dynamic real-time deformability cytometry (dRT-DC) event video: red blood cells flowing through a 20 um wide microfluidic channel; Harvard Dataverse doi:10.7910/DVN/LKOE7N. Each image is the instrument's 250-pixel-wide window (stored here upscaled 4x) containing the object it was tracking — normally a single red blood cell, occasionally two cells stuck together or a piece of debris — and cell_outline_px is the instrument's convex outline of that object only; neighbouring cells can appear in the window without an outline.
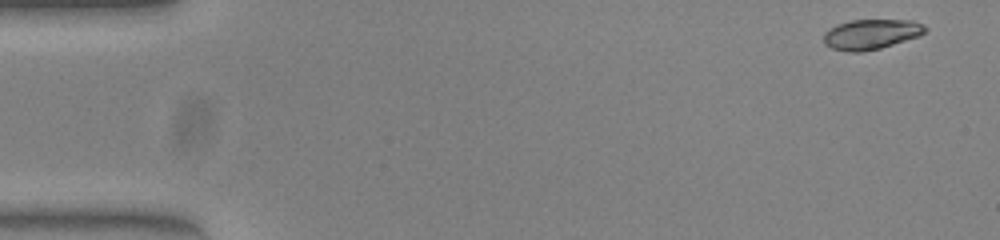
{"species": "common noctule bat (a hibernating species)", "species_latin": "Nyctalus noctula", "temperature_condition": "warm", "stored_images_in_passage": 50, "camera_frame_rate_fps": 3000, "um_per_image_px": 0.085, "animal": {"sex": "female", "body_mass_g": 23.0, "forearm_length_mm": 53.4}, "frame": {"image": 1, "passage_image": 1, "time_ms": 0.0, "image_size_px": [1000, 240], "cell_outline_px": [[928, 28], [920, 36], [880, 48], [860, 52], [848, 52], [832, 48], [824, 44], [824, 32], [836, 24], [852, 20], [912, 20], [924, 24]], "centroid_in_image_um": [74.05, 2.9], "position_along_channel_um": 10.9, "area_um2": 17.86}}
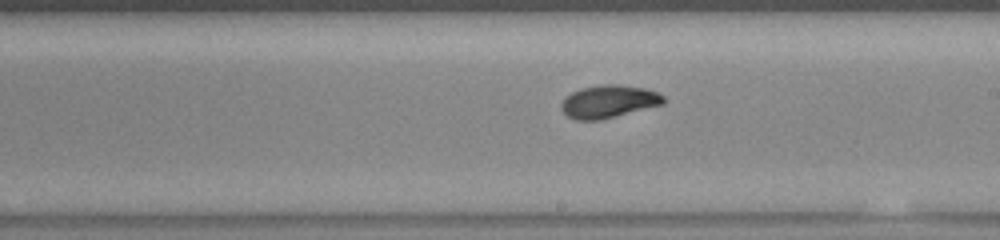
{"frame": {"image": 2, "passage_image": 28, "time_ms": 9.0, "image_size_px": [1000, 240], "cell_outline_px": [[664, 104], [600, 120], [576, 120], [568, 116], [560, 108], [560, 104], [564, 96], [580, 88], [600, 84], [616, 84], [644, 88], [656, 92], [664, 96]], "centroid_in_image_um": [51.7, 8.62], "position_along_channel_um": 237.3, "area_um2": 19.59}}
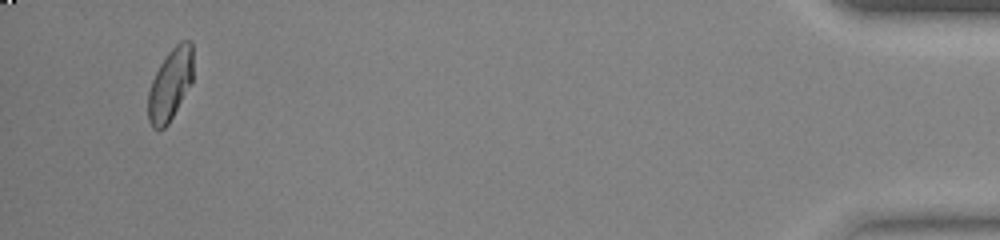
{"frame": {"image": 3, "passage_image": 48, "time_ms": 15.667, "image_size_px": [1000, 240], "cell_outline_px": [[192, 80], [168, 124], [164, 128], [152, 128], [148, 120], [148, 92], [152, 80], [160, 64], [168, 52], [180, 40], [192, 40]], "centroid_in_image_um": [14.46, 7.15], "position_along_channel_um": 420.7, "area_um2": 18.55}, "authors_computed_cell_mechanics": {"area_um2": 18.785, "velocity_mm_per_s": 3.9768, "shape_relaxation_time_tau1_ms": 2.9831, "shape_relaxation_time_tau2_ms": 1.7478, "deformation_change_tau1": 0.1561, "deformation_change_tau2": 0.0586}}